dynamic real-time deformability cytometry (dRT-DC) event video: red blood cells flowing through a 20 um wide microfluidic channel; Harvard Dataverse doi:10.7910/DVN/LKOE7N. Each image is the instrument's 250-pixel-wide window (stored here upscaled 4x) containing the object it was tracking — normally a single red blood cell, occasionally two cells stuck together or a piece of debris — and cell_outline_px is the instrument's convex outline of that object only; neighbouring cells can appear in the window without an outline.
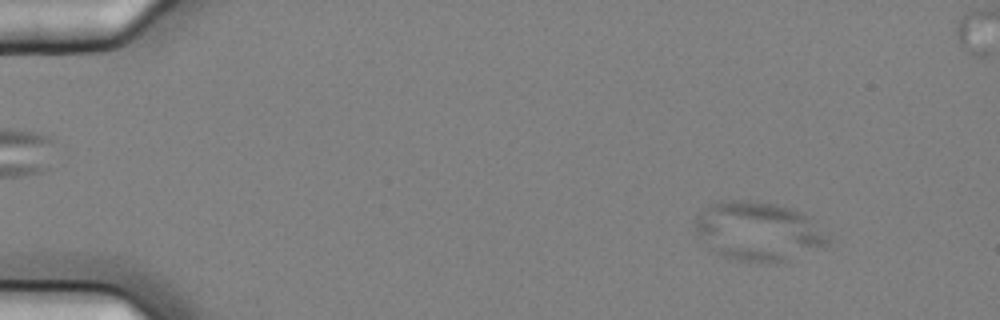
{"species": "common noctule bat (a hibernating species)", "species_latin": "Nyctalus noctula", "temperature_condition": "cold", "stored_images_in_passage": 6, "camera_frame_rate_fps": 3000, "um_per_image_px": 0.085, "animal": {"sex": "female", "body_mass_g": 25.1}, "frame": {"image": 1, "passage_image": 2, "time_ms": 0.333, "image_size_px": [1000, 320], "cell_outline_px": [[828, 244], [784, 260], [740, 260], [724, 256], [716, 252], [696, 232], [692, 224], [696, 216], [708, 204], [716, 200], [748, 200], [776, 204], [792, 208], [804, 212], [812, 216], [828, 240]], "centroid_in_image_um": [64.4, 19.57], "position_along_channel_um": 20.6, "area_um2": 44.74}}